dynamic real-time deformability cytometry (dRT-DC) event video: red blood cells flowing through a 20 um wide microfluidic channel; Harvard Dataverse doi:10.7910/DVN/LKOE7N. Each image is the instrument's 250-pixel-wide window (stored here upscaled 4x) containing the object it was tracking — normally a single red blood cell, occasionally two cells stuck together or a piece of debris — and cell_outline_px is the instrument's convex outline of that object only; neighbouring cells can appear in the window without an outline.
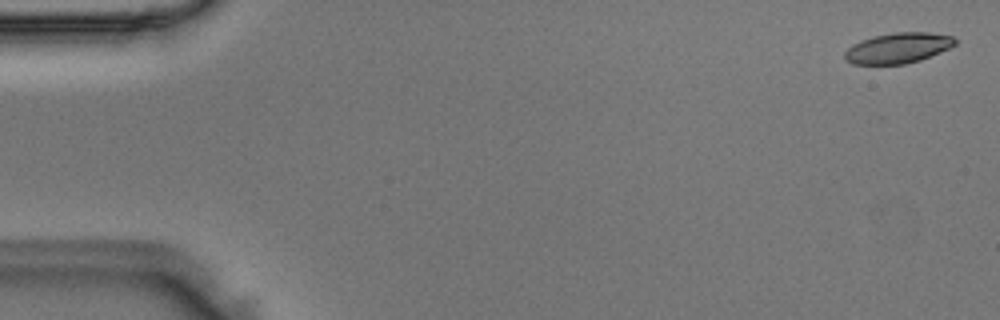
{"species": "Egyptian fruit bat (a non-hibernating species)", "species_latin": "Rousettus aegyptiacus", "temperature_condition": "room temperature", "stored_images_in_passage": 51, "camera_frame_rate_fps": 3000, "um_per_image_px": 0.085, "animal": {"sex": "male"}, "frame": {"image": 1, "passage_image": 2, "time_ms": 0.333, "image_size_px": [1000, 320], "cell_outline_px": [[956, 44], [940, 52], [920, 60], [904, 64], [852, 64], [844, 60], [844, 52], [852, 44], [860, 40], [872, 36], [892, 32], [932, 32], [952, 36], [956, 40]], "centroid_in_image_um": [76.29, 4.07], "position_along_channel_um": 8.7, "area_um2": 19.77}}
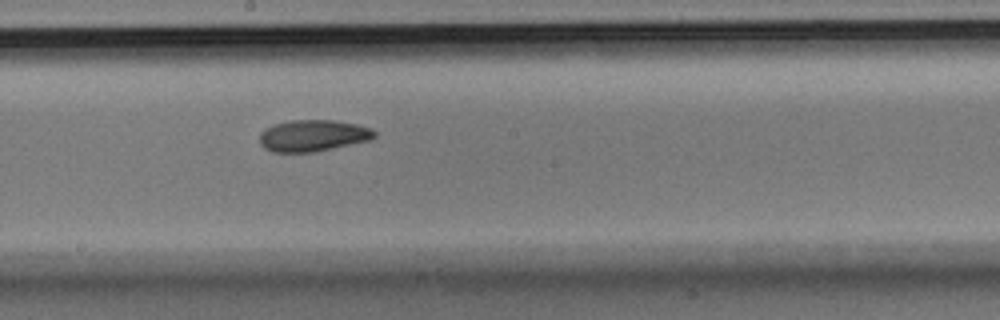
{"frame": {"image": 2, "passage_image": 28, "time_ms": 9.0, "image_size_px": [1000, 320], "cell_outline_px": [[376, 136], [372, 140], [316, 152], [272, 152], [264, 148], [260, 144], [260, 132], [264, 128], [272, 124], [292, 120], [336, 120], [356, 124], [372, 128], [376, 132]], "centroid_in_image_um": [26.61, 11.53], "position_along_channel_um": 221.6, "area_um2": 21.5}}
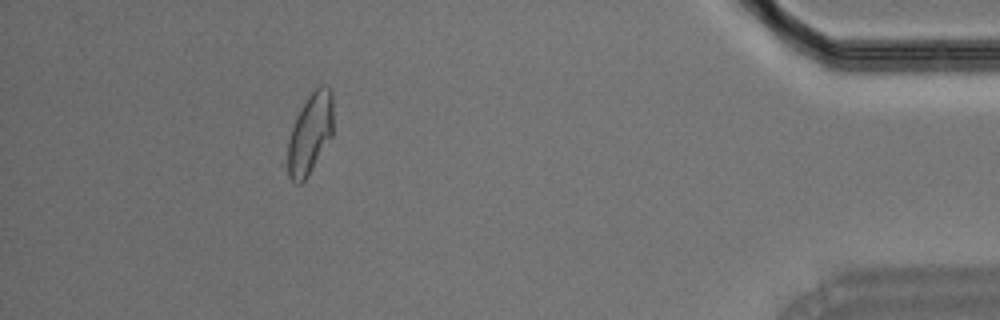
{"frame": {"image": 3, "passage_image": 46, "time_ms": 15.0, "image_size_px": [1000, 320], "cell_outline_px": [[332, 136], [308, 176], [300, 184], [296, 184], [288, 176], [280, 164], [296, 116], [312, 88], [320, 84], [324, 84], [332, 92]], "centroid_in_image_um": [26.26, 11.43], "position_along_channel_um": 408.9, "area_um2": 22.54}}